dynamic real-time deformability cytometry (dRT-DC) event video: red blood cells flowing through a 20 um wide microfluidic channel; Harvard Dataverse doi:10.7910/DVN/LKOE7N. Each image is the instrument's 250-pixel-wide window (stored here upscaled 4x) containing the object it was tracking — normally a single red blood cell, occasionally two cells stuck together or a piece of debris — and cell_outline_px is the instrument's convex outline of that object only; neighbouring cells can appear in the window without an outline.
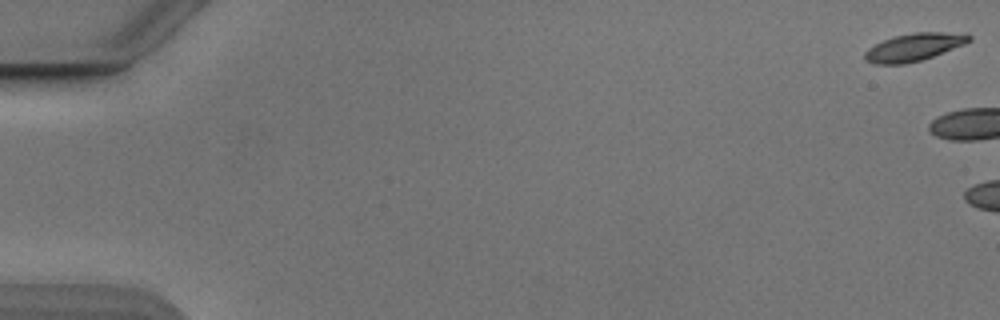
{"species": "Egyptian fruit bat (a non-hibernating species)", "species_latin": "Rousettus aegyptiacus", "temperature_condition": "cold", "stored_images_in_passage": 4, "camera_frame_rate_fps": 3000, "um_per_image_px": 0.085, "animal": {"sex": "male"}, "frame": {"image": 1, "passage_image": 1, "time_ms": 0.0, "image_size_px": [1000, 320], "cell_outline_px": [[972, 40], [964, 44], [932, 56], [920, 60], [904, 64], [876, 64], [864, 60], [864, 52], [868, 48], [884, 40], [896, 36], [916, 32], [940, 32], [972, 36]], "centroid_in_image_um": [77.63, 4.02], "position_along_channel_um": 7.4, "area_um2": 16.36}}